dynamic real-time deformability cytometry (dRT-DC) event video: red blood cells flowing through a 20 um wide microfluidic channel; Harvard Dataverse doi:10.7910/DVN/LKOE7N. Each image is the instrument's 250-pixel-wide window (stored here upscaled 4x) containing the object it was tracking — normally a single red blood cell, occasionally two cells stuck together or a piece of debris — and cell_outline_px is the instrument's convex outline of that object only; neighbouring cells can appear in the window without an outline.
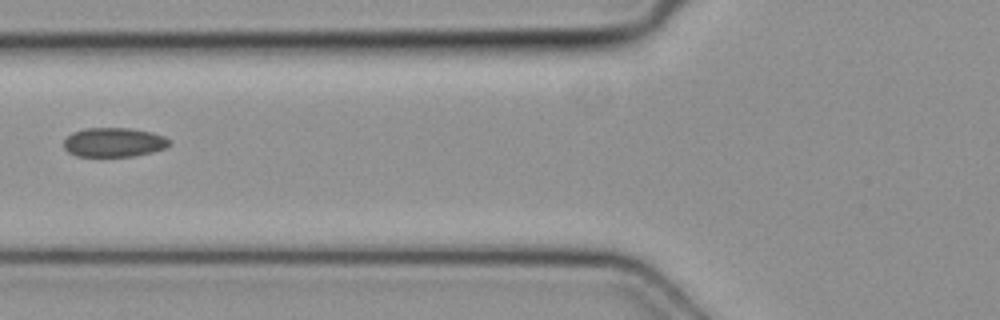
{"species": "common noctule bat (a hibernating species)", "species_latin": "Nyctalus noctula", "temperature_condition": "cold", "stored_images_in_passage": 2, "camera_frame_rate_fps": 3000, "um_per_image_px": 0.085, "animal": {"sex": "female", "body_mass_g": 19.3, "forearm_length_mm": 54.1}, "frame": {"image": 1, "passage_image": 2, "time_ms": 0.333, "image_size_px": [1000, 320], "cell_outline_px": [[172, 140], [164, 148], [152, 152], [132, 156], [76, 156], [68, 152], [64, 148], [64, 140], [72, 132], [84, 128], [128, 128], [152, 132], [164, 136]], "centroid_in_image_um": [9.66, 12.09], "position_along_channel_um": 116.1, "area_um2": 17.98}}